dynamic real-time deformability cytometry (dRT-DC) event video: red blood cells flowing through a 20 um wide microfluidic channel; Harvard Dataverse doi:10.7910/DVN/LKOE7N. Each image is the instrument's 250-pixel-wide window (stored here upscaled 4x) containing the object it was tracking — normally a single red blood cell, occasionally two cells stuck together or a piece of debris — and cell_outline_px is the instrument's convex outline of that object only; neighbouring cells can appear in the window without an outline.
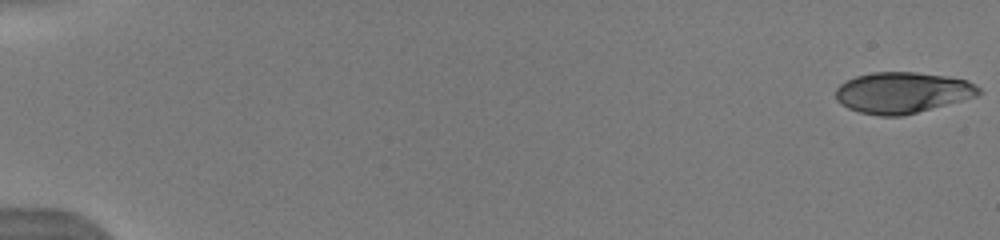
{"species": "human", "species_latin": "Homo sapiens", "temperature_condition": "warm", "stored_images_in_passage": 53, "camera_frame_rate_fps": 3000, "um_per_image_px": 0.085, "donor": {"sex": "male"}, "frame": {"image": 1, "passage_image": 1, "time_ms": 0.0, "image_size_px": [1000, 240], "cell_outline_px": [[980, 92], [976, 96], [916, 112], [900, 116], [880, 116], [860, 112], [848, 108], [840, 104], [836, 100], [836, 88], [840, 84], [856, 76], [872, 72], [916, 72], [944, 76], [968, 80], [980, 88]], "centroid_in_image_um": [76.66, 7.86], "position_along_channel_um": 8.3, "area_um2": 33.87}}
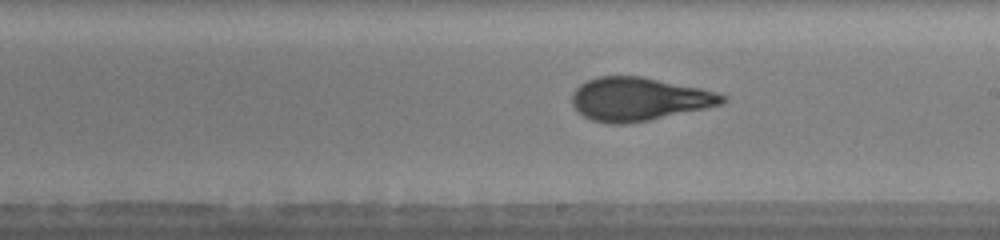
{"frame": {"image": 2, "passage_image": 32, "time_ms": 10.333, "image_size_px": [1000, 240], "cell_outline_px": [[728, 96], [720, 104], [704, 108], [648, 120], [628, 124], [608, 124], [592, 120], [576, 112], [572, 104], [572, 92], [580, 84], [588, 80], [600, 76], [640, 76], [700, 88]], "centroid_in_image_um": [54.23, 8.43], "position_along_channel_um": 234.8, "area_um2": 37.63}}
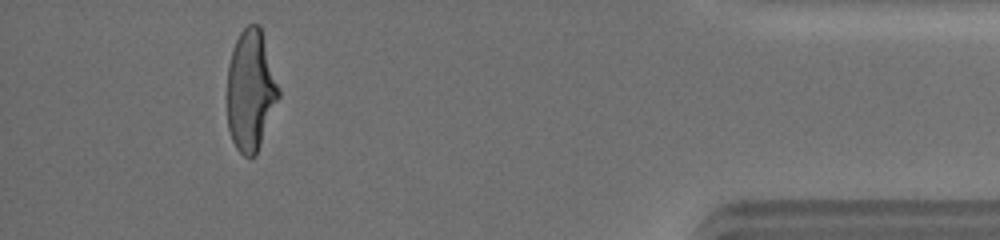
{"frame": {"image": 3, "passage_image": 49, "time_ms": 16.0, "image_size_px": [1000, 240], "cell_outline_px": [[280, 96], [256, 156], [244, 156], [236, 148], [232, 140], [228, 128], [228, 64], [236, 40], [240, 32], [248, 24], [260, 24], [280, 88]], "centroid_in_image_um": [21.33, 7.69], "position_along_channel_um": 413.9, "area_um2": 36.36}, "authors_computed_cell_mechanics": {"area_um2": 36.992, "velocity_mm_per_s": 3.9858, "shape_relaxation_time_tau1_ms": 5.0892, "shape_relaxation_time_tau2_ms": 0.9526, "deformation_change_tau1": 0.2215, "deformation_change_tau2": 0.0751}}